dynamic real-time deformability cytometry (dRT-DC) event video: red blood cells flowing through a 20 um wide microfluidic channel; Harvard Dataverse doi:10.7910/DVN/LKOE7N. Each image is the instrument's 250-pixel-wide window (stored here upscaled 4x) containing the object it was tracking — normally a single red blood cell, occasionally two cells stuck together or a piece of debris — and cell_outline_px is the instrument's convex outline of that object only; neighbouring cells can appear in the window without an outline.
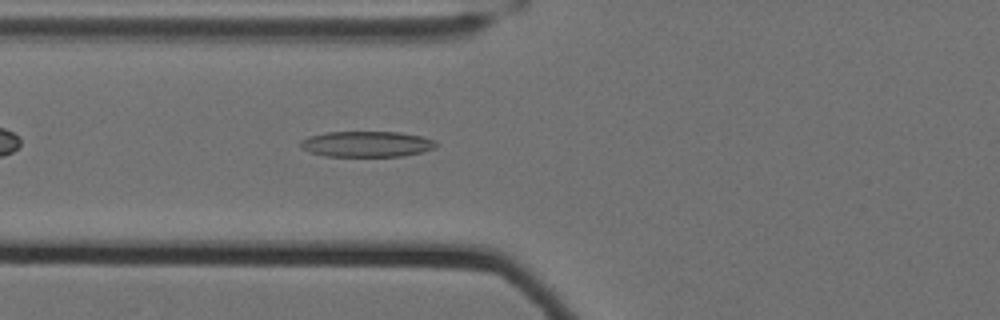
{"species": "Egyptian fruit bat (a non-hibernating species)", "species_latin": "Rousettus aegyptiacus", "temperature_condition": "cold", "stored_images_in_passage": 42, "camera_frame_rate_fps": 3000, "um_per_image_px": 0.085, "animal": {"sex": "female"}, "frame": {"image": 1, "passage_image": 7, "time_ms": 2.0, "image_size_px": [1000, 320], "cell_outline_px": [[436, 148], [424, 152], [400, 156], [324, 156], [312, 152], [304, 148], [300, 144], [300, 140], [308, 136], [328, 132], [400, 132], [420, 136], [432, 140], [436, 144]], "centroid_in_image_um": [31.17, 12.24], "position_along_channel_um": 94.6, "area_um2": 20.17}}
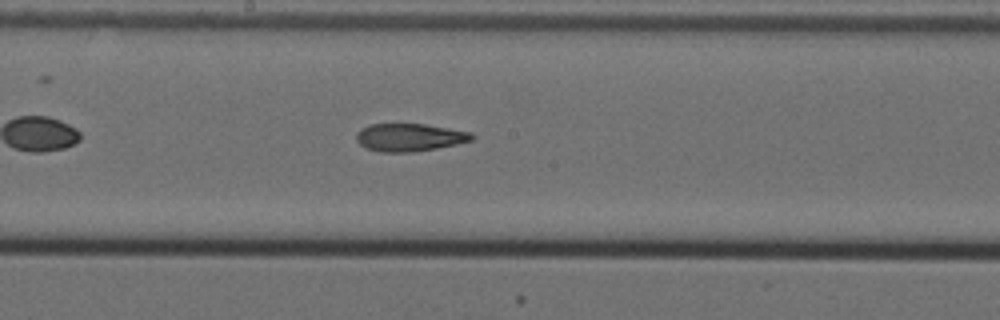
{"frame": {"image": 2, "passage_image": 17, "time_ms": 5.333, "image_size_px": [1000, 320], "cell_outline_px": [[476, 136], [472, 140], [456, 144], [436, 148], [408, 152], [380, 152], [368, 148], [360, 144], [356, 140], [356, 132], [360, 128], [368, 124], [424, 124], [472, 132]], "centroid_in_image_um": [34.79, 11.66], "position_along_channel_um": 213.4, "area_um2": 18.67}}
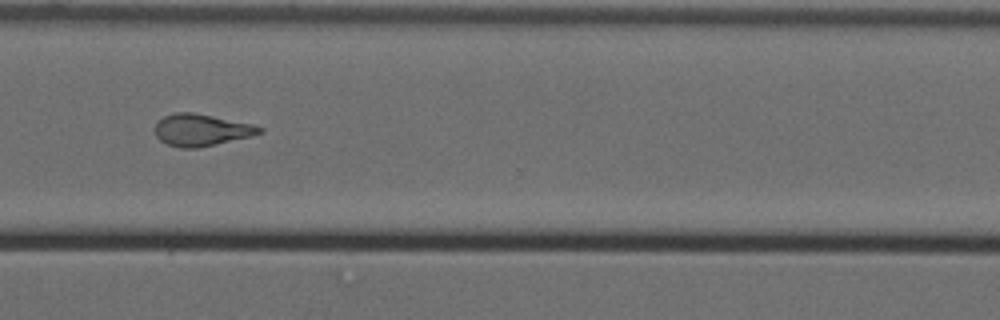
{"frame": {"image": 3, "passage_image": 29, "time_ms": 9.333, "image_size_px": [1000, 320], "cell_outline_px": [[264, 132], [252, 136], [216, 144], [196, 148], [180, 148], [168, 144], [160, 140], [156, 136], [156, 124], [164, 116], [176, 112], [192, 112], [252, 124], [264, 128]], "centroid_in_image_um": [17.13, 11.05], "position_along_channel_um": 353.5, "area_um2": 19.25}, "authors_computed_cell_mechanics": {"area_um2": 19.1318, "velocity_mm_per_s": 3.5169, "shape_relaxation_time_tau1_ms": null, "shape_relaxation_time_tau2_ms": 3.3459, "deformation_change_tau1": null, "deformation_change_tau2": 0.1254}}